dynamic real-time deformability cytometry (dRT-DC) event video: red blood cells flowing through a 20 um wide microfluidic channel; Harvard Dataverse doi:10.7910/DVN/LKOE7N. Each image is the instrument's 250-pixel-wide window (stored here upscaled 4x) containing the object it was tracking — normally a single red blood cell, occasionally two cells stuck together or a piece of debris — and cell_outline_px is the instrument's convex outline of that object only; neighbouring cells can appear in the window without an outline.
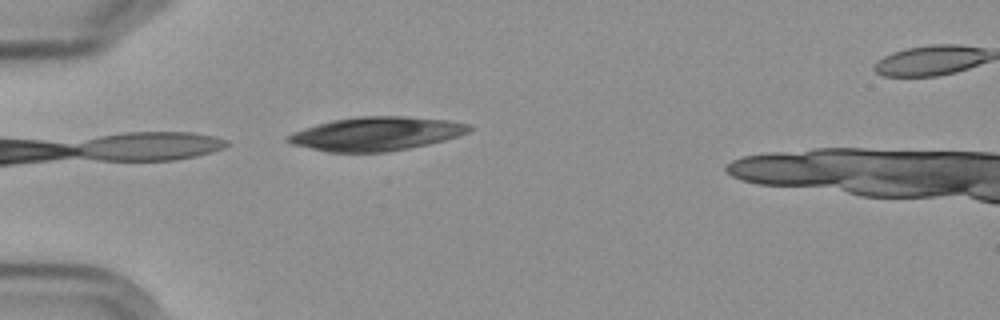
{"species": "Egyptian fruit bat (a non-hibernating species)", "species_latin": "Rousettus aegyptiacus", "temperature_condition": "cold", "stored_images_in_passage": 5, "segment_of_instrument_passage": [1, 2], "camera_frame_rate_fps": 3000, "um_per_image_px": 0.085, "frame": {"image": 1, "passage_image": 4, "time_ms": 3.333, "image_size_px": [1000, 320], "cell_outline_px": [[472, 128], [468, 132], [460, 136], [428, 144], [388, 152], [328, 152], [292, 144], [284, 140], [292, 132], [316, 124], [332, 120], [356, 116], [408, 116], [448, 120], [472, 124]], "centroid_in_image_um": [32.0, 11.36], "position_along_channel_um": 53.0, "area_um2": 35.78}}